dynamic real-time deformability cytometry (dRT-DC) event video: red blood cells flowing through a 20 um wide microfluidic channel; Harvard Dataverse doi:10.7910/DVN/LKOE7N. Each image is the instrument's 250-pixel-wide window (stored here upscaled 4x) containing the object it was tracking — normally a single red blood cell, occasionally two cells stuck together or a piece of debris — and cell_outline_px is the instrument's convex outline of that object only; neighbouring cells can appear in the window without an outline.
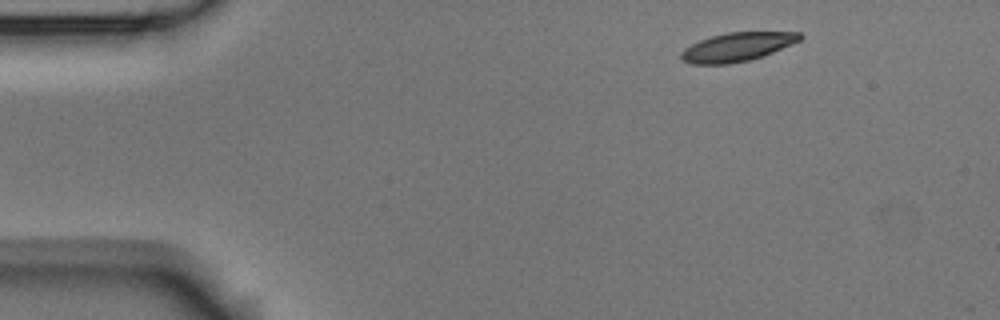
{"species": "Egyptian fruit bat (a non-hibernating species)", "species_latin": "Rousettus aegyptiacus", "temperature_condition": "room temperature", "stored_images_in_passage": 3, "camera_frame_rate_fps": 3000, "um_per_image_px": 0.085, "animal": {"sex": "male"}, "frame": {"image": 1, "passage_image": 1, "time_ms": 0.0, "image_size_px": [1000, 320], "cell_outline_px": [[804, 36], [800, 40], [792, 44], [764, 56], [748, 60], [728, 64], [692, 64], [680, 60], [680, 52], [684, 48], [700, 40], [712, 36], [728, 32], [800, 32]], "centroid_in_image_um": [62.65, 3.99], "position_along_channel_um": 22.3, "area_um2": 19.94}}